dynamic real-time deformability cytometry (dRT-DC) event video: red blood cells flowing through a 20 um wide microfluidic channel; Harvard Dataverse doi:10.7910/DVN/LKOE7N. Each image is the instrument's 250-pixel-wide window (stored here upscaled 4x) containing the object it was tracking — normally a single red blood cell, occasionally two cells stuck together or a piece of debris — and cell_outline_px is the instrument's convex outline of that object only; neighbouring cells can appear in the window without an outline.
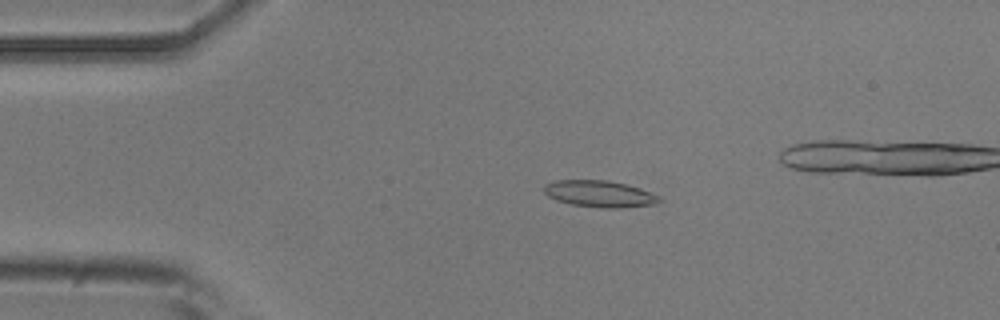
{"species": "common noctule bat (a hibernating species)", "species_latin": "Nyctalus noctula", "temperature_condition": "room temperature", "stored_images_in_passage": 11, "camera_frame_rate_fps": 3000, "um_per_image_px": 0.085, "animal": {"sex": "male", "body_mass_g": 20.5, "forearm_length_mm": 52.5}, "frame": {"image": 1, "passage_image": 6, "time_ms": 1.667, "image_size_px": [1000, 320], "cell_outline_px": [[664, 200], [656, 204], [620, 208], [600, 208], [572, 204], [556, 200], [548, 196], [544, 192], [544, 184], [556, 180], [608, 180], [640, 188], [660, 196]], "centroid_in_image_um": [50.99, 16.48], "position_along_channel_um": 34.0, "area_um2": 17.98}}